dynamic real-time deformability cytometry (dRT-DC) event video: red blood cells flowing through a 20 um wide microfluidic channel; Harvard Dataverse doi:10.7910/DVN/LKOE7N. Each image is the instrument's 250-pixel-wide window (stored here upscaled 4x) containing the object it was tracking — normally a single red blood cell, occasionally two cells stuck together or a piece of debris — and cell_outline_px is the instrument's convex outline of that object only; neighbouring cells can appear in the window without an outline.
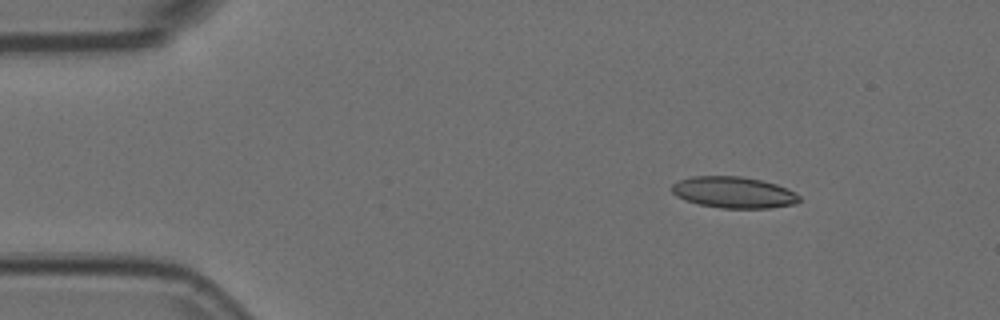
{"species": "Egyptian fruit bat (a non-hibernating species)", "species_latin": "Rousettus aegyptiacus", "temperature_condition": "room temperature", "stored_images_in_passage": 6, "camera_frame_rate_fps": 3000, "um_per_image_px": 0.085, "animal": {"sex": "female"}, "frame": {"image": 1, "passage_image": 2, "time_ms": 0.333, "image_size_px": [1000, 320], "cell_outline_px": [[800, 200], [796, 204], [772, 208], [720, 208], [700, 204], [684, 200], [676, 196], [672, 192], [672, 184], [680, 180], [692, 176], [740, 176], [760, 180], [776, 184], [788, 188], [800, 196]], "centroid_in_image_um": [62.38, 16.36], "position_along_channel_um": 22.6, "area_um2": 23.35}}